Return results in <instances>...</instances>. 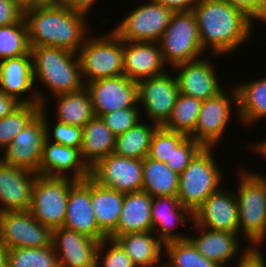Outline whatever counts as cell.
<instances>
[{
    "mask_svg": "<svg viewBox=\"0 0 266 267\" xmlns=\"http://www.w3.org/2000/svg\"><path fill=\"white\" fill-rule=\"evenodd\" d=\"M249 147H252V151L257 152V155L262 156L266 160V139L255 142L254 144L252 143Z\"/></svg>",
    "mask_w": 266,
    "mask_h": 267,
    "instance_id": "cell-50",
    "label": "cell"
},
{
    "mask_svg": "<svg viewBox=\"0 0 266 267\" xmlns=\"http://www.w3.org/2000/svg\"><path fill=\"white\" fill-rule=\"evenodd\" d=\"M237 91V116L241 124L251 126L266 117V77L240 82Z\"/></svg>",
    "mask_w": 266,
    "mask_h": 267,
    "instance_id": "cell-30",
    "label": "cell"
},
{
    "mask_svg": "<svg viewBox=\"0 0 266 267\" xmlns=\"http://www.w3.org/2000/svg\"><path fill=\"white\" fill-rule=\"evenodd\" d=\"M187 137L186 134L158 127L153 134L148 157L166 163L171 160L174 150Z\"/></svg>",
    "mask_w": 266,
    "mask_h": 267,
    "instance_id": "cell-39",
    "label": "cell"
},
{
    "mask_svg": "<svg viewBox=\"0 0 266 267\" xmlns=\"http://www.w3.org/2000/svg\"><path fill=\"white\" fill-rule=\"evenodd\" d=\"M56 121L84 127L95 117L90 93L84 86L81 90L55 96Z\"/></svg>",
    "mask_w": 266,
    "mask_h": 267,
    "instance_id": "cell-31",
    "label": "cell"
},
{
    "mask_svg": "<svg viewBox=\"0 0 266 267\" xmlns=\"http://www.w3.org/2000/svg\"><path fill=\"white\" fill-rule=\"evenodd\" d=\"M202 148L193 138L188 136L173 152L171 160L166 165L177 174H181L189 165L191 159Z\"/></svg>",
    "mask_w": 266,
    "mask_h": 267,
    "instance_id": "cell-43",
    "label": "cell"
},
{
    "mask_svg": "<svg viewBox=\"0 0 266 267\" xmlns=\"http://www.w3.org/2000/svg\"><path fill=\"white\" fill-rule=\"evenodd\" d=\"M124 75L139 82L167 71L159 42L123 41Z\"/></svg>",
    "mask_w": 266,
    "mask_h": 267,
    "instance_id": "cell-24",
    "label": "cell"
},
{
    "mask_svg": "<svg viewBox=\"0 0 266 267\" xmlns=\"http://www.w3.org/2000/svg\"><path fill=\"white\" fill-rule=\"evenodd\" d=\"M46 139V125L41 107L12 143L3 149L1 161L38 174Z\"/></svg>",
    "mask_w": 266,
    "mask_h": 267,
    "instance_id": "cell-11",
    "label": "cell"
},
{
    "mask_svg": "<svg viewBox=\"0 0 266 267\" xmlns=\"http://www.w3.org/2000/svg\"><path fill=\"white\" fill-rule=\"evenodd\" d=\"M258 248H250L235 264V267H266V257Z\"/></svg>",
    "mask_w": 266,
    "mask_h": 267,
    "instance_id": "cell-46",
    "label": "cell"
},
{
    "mask_svg": "<svg viewBox=\"0 0 266 267\" xmlns=\"http://www.w3.org/2000/svg\"><path fill=\"white\" fill-rule=\"evenodd\" d=\"M29 53L30 44L25 18L12 25L0 26V62Z\"/></svg>",
    "mask_w": 266,
    "mask_h": 267,
    "instance_id": "cell-35",
    "label": "cell"
},
{
    "mask_svg": "<svg viewBox=\"0 0 266 267\" xmlns=\"http://www.w3.org/2000/svg\"><path fill=\"white\" fill-rule=\"evenodd\" d=\"M38 175L81 181L90 177V169L82 161L78 148L67 147L46 139Z\"/></svg>",
    "mask_w": 266,
    "mask_h": 267,
    "instance_id": "cell-22",
    "label": "cell"
},
{
    "mask_svg": "<svg viewBox=\"0 0 266 267\" xmlns=\"http://www.w3.org/2000/svg\"><path fill=\"white\" fill-rule=\"evenodd\" d=\"M52 245L59 267H96L98 241L59 227L53 229Z\"/></svg>",
    "mask_w": 266,
    "mask_h": 267,
    "instance_id": "cell-23",
    "label": "cell"
},
{
    "mask_svg": "<svg viewBox=\"0 0 266 267\" xmlns=\"http://www.w3.org/2000/svg\"><path fill=\"white\" fill-rule=\"evenodd\" d=\"M114 240L126 252L135 267L163 265L164 243L153 231L125 234L115 237Z\"/></svg>",
    "mask_w": 266,
    "mask_h": 267,
    "instance_id": "cell-27",
    "label": "cell"
},
{
    "mask_svg": "<svg viewBox=\"0 0 266 267\" xmlns=\"http://www.w3.org/2000/svg\"><path fill=\"white\" fill-rule=\"evenodd\" d=\"M253 21L266 22V0H225Z\"/></svg>",
    "mask_w": 266,
    "mask_h": 267,
    "instance_id": "cell-44",
    "label": "cell"
},
{
    "mask_svg": "<svg viewBox=\"0 0 266 267\" xmlns=\"http://www.w3.org/2000/svg\"><path fill=\"white\" fill-rule=\"evenodd\" d=\"M116 136L100 117H94L83 127L80 156L90 169L99 160L114 152Z\"/></svg>",
    "mask_w": 266,
    "mask_h": 267,
    "instance_id": "cell-29",
    "label": "cell"
},
{
    "mask_svg": "<svg viewBox=\"0 0 266 267\" xmlns=\"http://www.w3.org/2000/svg\"><path fill=\"white\" fill-rule=\"evenodd\" d=\"M24 18L30 46H50L78 54L90 31L85 14L59 1L25 7Z\"/></svg>",
    "mask_w": 266,
    "mask_h": 267,
    "instance_id": "cell-1",
    "label": "cell"
},
{
    "mask_svg": "<svg viewBox=\"0 0 266 267\" xmlns=\"http://www.w3.org/2000/svg\"><path fill=\"white\" fill-rule=\"evenodd\" d=\"M140 121L125 133L116 136L114 154L127 158L144 159L149 154L151 140L159 127L157 124Z\"/></svg>",
    "mask_w": 266,
    "mask_h": 267,
    "instance_id": "cell-33",
    "label": "cell"
},
{
    "mask_svg": "<svg viewBox=\"0 0 266 267\" xmlns=\"http://www.w3.org/2000/svg\"><path fill=\"white\" fill-rule=\"evenodd\" d=\"M8 249L0 240V267H8Z\"/></svg>",
    "mask_w": 266,
    "mask_h": 267,
    "instance_id": "cell-51",
    "label": "cell"
},
{
    "mask_svg": "<svg viewBox=\"0 0 266 267\" xmlns=\"http://www.w3.org/2000/svg\"><path fill=\"white\" fill-rule=\"evenodd\" d=\"M37 173L0 162V213L28 211Z\"/></svg>",
    "mask_w": 266,
    "mask_h": 267,
    "instance_id": "cell-21",
    "label": "cell"
},
{
    "mask_svg": "<svg viewBox=\"0 0 266 267\" xmlns=\"http://www.w3.org/2000/svg\"><path fill=\"white\" fill-rule=\"evenodd\" d=\"M238 178L239 236L258 248L266 239V175L243 168Z\"/></svg>",
    "mask_w": 266,
    "mask_h": 267,
    "instance_id": "cell-4",
    "label": "cell"
},
{
    "mask_svg": "<svg viewBox=\"0 0 266 267\" xmlns=\"http://www.w3.org/2000/svg\"><path fill=\"white\" fill-rule=\"evenodd\" d=\"M63 227L76 231L95 241L108 238L99 228L91 203V178L76 181L68 194Z\"/></svg>",
    "mask_w": 266,
    "mask_h": 267,
    "instance_id": "cell-18",
    "label": "cell"
},
{
    "mask_svg": "<svg viewBox=\"0 0 266 267\" xmlns=\"http://www.w3.org/2000/svg\"><path fill=\"white\" fill-rule=\"evenodd\" d=\"M206 57L175 65L171 69L178 71L176 80L180 94L204 101L216 96L224 89L220 84L215 67Z\"/></svg>",
    "mask_w": 266,
    "mask_h": 267,
    "instance_id": "cell-19",
    "label": "cell"
},
{
    "mask_svg": "<svg viewBox=\"0 0 266 267\" xmlns=\"http://www.w3.org/2000/svg\"><path fill=\"white\" fill-rule=\"evenodd\" d=\"M193 218V213L180 204L177 196L152 197V231L164 244L187 239V235L177 234L173 230L179 224L187 226V222H193Z\"/></svg>",
    "mask_w": 266,
    "mask_h": 267,
    "instance_id": "cell-25",
    "label": "cell"
},
{
    "mask_svg": "<svg viewBox=\"0 0 266 267\" xmlns=\"http://www.w3.org/2000/svg\"><path fill=\"white\" fill-rule=\"evenodd\" d=\"M43 108V117L46 125V137L48 141L53 143L63 144L67 147L78 148L80 150L82 144L83 128L69 125L57 121L55 125L49 126V119L47 115V107ZM52 126V128H50ZM51 130V131H50ZM53 130V131H52Z\"/></svg>",
    "mask_w": 266,
    "mask_h": 267,
    "instance_id": "cell-40",
    "label": "cell"
},
{
    "mask_svg": "<svg viewBox=\"0 0 266 267\" xmlns=\"http://www.w3.org/2000/svg\"><path fill=\"white\" fill-rule=\"evenodd\" d=\"M16 1L20 3L24 8L45 2V0H16Z\"/></svg>",
    "mask_w": 266,
    "mask_h": 267,
    "instance_id": "cell-52",
    "label": "cell"
},
{
    "mask_svg": "<svg viewBox=\"0 0 266 267\" xmlns=\"http://www.w3.org/2000/svg\"><path fill=\"white\" fill-rule=\"evenodd\" d=\"M143 160L114 153L90 168V178L98 185L122 193L142 191Z\"/></svg>",
    "mask_w": 266,
    "mask_h": 267,
    "instance_id": "cell-12",
    "label": "cell"
},
{
    "mask_svg": "<svg viewBox=\"0 0 266 267\" xmlns=\"http://www.w3.org/2000/svg\"><path fill=\"white\" fill-rule=\"evenodd\" d=\"M24 18V7L16 0H0V26L12 25Z\"/></svg>",
    "mask_w": 266,
    "mask_h": 267,
    "instance_id": "cell-45",
    "label": "cell"
},
{
    "mask_svg": "<svg viewBox=\"0 0 266 267\" xmlns=\"http://www.w3.org/2000/svg\"><path fill=\"white\" fill-rule=\"evenodd\" d=\"M98 0H59L60 3L71 8L73 11L87 15Z\"/></svg>",
    "mask_w": 266,
    "mask_h": 267,
    "instance_id": "cell-49",
    "label": "cell"
},
{
    "mask_svg": "<svg viewBox=\"0 0 266 267\" xmlns=\"http://www.w3.org/2000/svg\"><path fill=\"white\" fill-rule=\"evenodd\" d=\"M142 191L152 197L177 196L179 174L172 171L166 163L146 156L143 159Z\"/></svg>",
    "mask_w": 266,
    "mask_h": 267,
    "instance_id": "cell-32",
    "label": "cell"
},
{
    "mask_svg": "<svg viewBox=\"0 0 266 267\" xmlns=\"http://www.w3.org/2000/svg\"><path fill=\"white\" fill-rule=\"evenodd\" d=\"M223 89L216 96L202 101L195 130L189 135L202 147H216L230 124L233 107L237 115V91L234 87L229 95ZM234 104V105H233Z\"/></svg>",
    "mask_w": 266,
    "mask_h": 267,
    "instance_id": "cell-10",
    "label": "cell"
},
{
    "mask_svg": "<svg viewBox=\"0 0 266 267\" xmlns=\"http://www.w3.org/2000/svg\"><path fill=\"white\" fill-rule=\"evenodd\" d=\"M193 12L202 49L219 57L235 52L254 31V21L225 0H201Z\"/></svg>",
    "mask_w": 266,
    "mask_h": 267,
    "instance_id": "cell-2",
    "label": "cell"
},
{
    "mask_svg": "<svg viewBox=\"0 0 266 267\" xmlns=\"http://www.w3.org/2000/svg\"><path fill=\"white\" fill-rule=\"evenodd\" d=\"M191 224H193L192 229L196 232L195 234L198 235L199 233V235L196 237L189 235L187 239L201 255L220 267H228V264L232 267V264L229 263L230 261L232 262L231 259L234 261L236 256L239 260L250 249L249 246L244 247L246 248L243 249L244 252H240L242 249L240 248V240L242 238L239 234L211 230L198 226L194 222Z\"/></svg>",
    "mask_w": 266,
    "mask_h": 267,
    "instance_id": "cell-20",
    "label": "cell"
},
{
    "mask_svg": "<svg viewBox=\"0 0 266 267\" xmlns=\"http://www.w3.org/2000/svg\"><path fill=\"white\" fill-rule=\"evenodd\" d=\"M78 56L84 84L124 75L123 40L113 30L87 36Z\"/></svg>",
    "mask_w": 266,
    "mask_h": 267,
    "instance_id": "cell-6",
    "label": "cell"
},
{
    "mask_svg": "<svg viewBox=\"0 0 266 267\" xmlns=\"http://www.w3.org/2000/svg\"><path fill=\"white\" fill-rule=\"evenodd\" d=\"M173 12L157 0L133 8L112 30L128 42H159Z\"/></svg>",
    "mask_w": 266,
    "mask_h": 267,
    "instance_id": "cell-9",
    "label": "cell"
},
{
    "mask_svg": "<svg viewBox=\"0 0 266 267\" xmlns=\"http://www.w3.org/2000/svg\"><path fill=\"white\" fill-rule=\"evenodd\" d=\"M33 88V89H32ZM35 88L31 54L9 58L0 62V91L16 98L22 104L38 103L47 106L45 92ZM37 89V90H36ZM34 90V91H33ZM28 98L20 95L31 93Z\"/></svg>",
    "mask_w": 266,
    "mask_h": 267,
    "instance_id": "cell-17",
    "label": "cell"
},
{
    "mask_svg": "<svg viewBox=\"0 0 266 267\" xmlns=\"http://www.w3.org/2000/svg\"><path fill=\"white\" fill-rule=\"evenodd\" d=\"M213 147H202L179 175L177 197L181 205L194 213L223 183V172L215 162Z\"/></svg>",
    "mask_w": 266,
    "mask_h": 267,
    "instance_id": "cell-5",
    "label": "cell"
},
{
    "mask_svg": "<svg viewBox=\"0 0 266 267\" xmlns=\"http://www.w3.org/2000/svg\"><path fill=\"white\" fill-rule=\"evenodd\" d=\"M96 267L135 266L126 252L114 239L106 238L99 242L96 252Z\"/></svg>",
    "mask_w": 266,
    "mask_h": 267,
    "instance_id": "cell-41",
    "label": "cell"
},
{
    "mask_svg": "<svg viewBox=\"0 0 266 267\" xmlns=\"http://www.w3.org/2000/svg\"><path fill=\"white\" fill-rule=\"evenodd\" d=\"M151 204L152 196L147 192L125 193L117 228L108 238L152 231Z\"/></svg>",
    "mask_w": 266,
    "mask_h": 267,
    "instance_id": "cell-26",
    "label": "cell"
},
{
    "mask_svg": "<svg viewBox=\"0 0 266 267\" xmlns=\"http://www.w3.org/2000/svg\"><path fill=\"white\" fill-rule=\"evenodd\" d=\"M30 54L34 85H45L53 97L85 86L78 54L50 46H30Z\"/></svg>",
    "mask_w": 266,
    "mask_h": 267,
    "instance_id": "cell-3",
    "label": "cell"
},
{
    "mask_svg": "<svg viewBox=\"0 0 266 267\" xmlns=\"http://www.w3.org/2000/svg\"><path fill=\"white\" fill-rule=\"evenodd\" d=\"M163 253L168 259L163 262L165 267H220L201 255L188 239L164 244Z\"/></svg>",
    "mask_w": 266,
    "mask_h": 267,
    "instance_id": "cell-36",
    "label": "cell"
},
{
    "mask_svg": "<svg viewBox=\"0 0 266 267\" xmlns=\"http://www.w3.org/2000/svg\"><path fill=\"white\" fill-rule=\"evenodd\" d=\"M168 71L138 82V105L143 108L151 123L163 126L170 117L179 96L176 73Z\"/></svg>",
    "mask_w": 266,
    "mask_h": 267,
    "instance_id": "cell-14",
    "label": "cell"
},
{
    "mask_svg": "<svg viewBox=\"0 0 266 267\" xmlns=\"http://www.w3.org/2000/svg\"><path fill=\"white\" fill-rule=\"evenodd\" d=\"M41 105L22 104L13 113L0 120V149L10 145L16 135L24 129L27 123L40 111Z\"/></svg>",
    "mask_w": 266,
    "mask_h": 267,
    "instance_id": "cell-38",
    "label": "cell"
},
{
    "mask_svg": "<svg viewBox=\"0 0 266 267\" xmlns=\"http://www.w3.org/2000/svg\"><path fill=\"white\" fill-rule=\"evenodd\" d=\"M21 105L22 103L16 98L7 95L3 91H0V120L13 113Z\"/></svg>",
    "mask_w": 266,
    "mask_h": 267,
    "instance_id": "cell-48",
    "label": "cell"
},
{
    "mask_svg": "<svg viewBox=\"0 0 266 267\" xmlns=\"http://www.w3.org/2000/svg\"><path fill=\"white\" fill-rule=\"evenodd\" d=\"M172 12L193 11L201 0H157Z\"/></svg>",
    "mask_w": 266,
    "mask_h": 267,
    "instance_id": "cell-47",
    "label": "cell"
},
{
    "mask_svg": "<svg viewBox=\"0 0 266 267\" xmlns=\"http://www.w3.org/2000/svg\"><path fill=\"white\" fill-rule=\"evenodd\" d=\"M222 186L193 213V222L211 230L239 234L238 203L235 192Z\"/></svg>",
    "mask_w": 266,
    "mask_h": 267,
    "instance_id": "cell-16",
    "label": "cell"
},
{
    "mask_svg": "<svg viewBox=\"0 0 266 267\" xmlns=\"http://www.w3.org/2000/svg\"><path fill=\"white\" fill-rule=\"evenodd\" d=\"M141 107H131L126 109L116 110L100 116L102 121L115 135H121L131 127L142 121Z\"/></svg>",
    "mask_w": 266,
    "mask_h": 267,
    "instance_id": "cell-42",
    "label": "cell"
},
{
    "mask_svg": "<svg viewBox=\"0 0 266 267\" xmlns=\"http://www.w3.org/2000/svg\"><path fill=\"white\" fill-rule=\"evenodd\" d=\"M8 267H59L54 247L8 249Z\"/></svg>",
    "mask_w": 266,
    "mask_h": 267,
    "instance_id": "cell-37",
    "label": "cell"
},
{
    "mask_svg": "<svg viewBox=\"0 0 266 267\" xmlns=\"http://www.w3.org/2000/svg\"><path fill=\"white\" fill-rule=\"evenodd\" d=\"M159 45L166 65L197 60L205 51L199 40L196 16L193 11L173 12Z\"/></svg>",
    "mask_w": 266,
    "mask_h": 267,
    "instance_id": "cell-7",
    "label": "cell"
},
{
    "mask_svg": "<svg viewBox=\"0 0 266 267\" xmlns=\"http://www.w3.org/2000/svg\"><path fill=\"white\" fill-rule=\"evenodd\" d=\"M201 106V100L179 94L169 119L162 127L189 136L195 130Z\"/></svg>",
    "mask_w": 266,
    "mask_h": 267,
    "instance_id": "cell-34",
    "label": "cell"
},
{
    "mask_svg": "<svg viewBox=\"0 0 266 267\" xmlns=\"http://www.w3.org/2000/svg\"><path fill=\"white\" fill-rule=\"evenodd\" d=\"M75 182L71 178L37 175L29 210L33 217L52 230L63 227L68 194Z\"/></svg>",
    "mask_w": 266,
    "mask_h": 267,
    "instance_id": "cell-8",
    "label": "cell"
},
{
    "mask_svg": "<svg viewBox=\"0 0 266 267\" xmlns=\"http://www.w3.org/2000/svg\"><path fill=\"white\" fill-rule=\"evenodd\" d=\"M125 193L98 185L91 179V203L98 228L109 237L117 228Z\"/></svg>",
    "mask_w": 266,
    "mask_h": 267,
    "instance_id": "cell-28",
    "label": "cell"
},
{
    "mask_svg": "<svg viewBox=\"0 0 266 267\" xmlns=\"http://www.w3.org/2000/svg\"><path fill=\"white\" fill-rule=\"evenodd\" d=\"M95 117L138 105V82L125 75L101 78L85 84Z\"/></svg>",
    "mask_w": 266,
    "mask_h": 267,
    "instance_id": "cell-15",
    "label": "cell"
},
{
    "mask_svg": "<svg viewBox=\"0 0 266 267\" xmlns=\"http://www.w3.org/2000/svg\"><path fill=\"white\" fill-rule=\"evenodd\" d=\"M53 230L37 221L31 212L0 213V240L7 249L52 246Z\"/></svg>",
    "mask_w": 266,
    "mask_h": 267,
    "instance_id": "cell-13",
    "label": "cell"
}]
</instances>
